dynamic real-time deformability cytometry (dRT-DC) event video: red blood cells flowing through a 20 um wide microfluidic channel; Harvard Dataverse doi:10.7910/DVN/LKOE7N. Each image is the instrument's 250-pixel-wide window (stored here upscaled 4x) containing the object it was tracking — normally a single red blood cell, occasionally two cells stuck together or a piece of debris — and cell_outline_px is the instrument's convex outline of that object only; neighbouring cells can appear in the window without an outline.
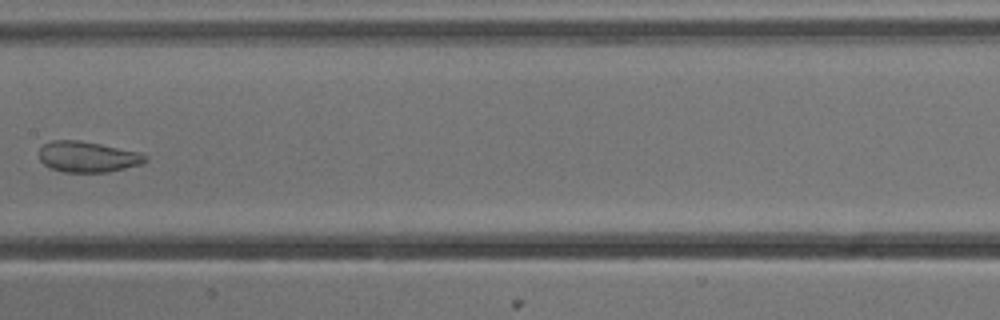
{"species": "common noctule bat (a hibernating species)", "species_latin": "Nyctalus noctula", "temperature_condition": "cold", "stored_images_in_passage": 9, "camera_frame_rate_fps": 3000, "um_per_image_px": 0.085, "animal": {"sex": "male", "body_mass_g": 13.3}, "frame": {"image": 1, "passage_image": 8, "time_ms": 2.333, "image_size_px": [1000, 320], "cell_outline_px": [[148, 160], [140, 164], [108, 172], [64, 172], [48, 168], [40, 160], [40, 148], [44, 144], [52, 140], [80, 140], [140, 152], [148, 156]], "centroid_in_image_um": [7.44, 13.33], "position_along_channel_um": 200.0, "area_um2": 19.07}}
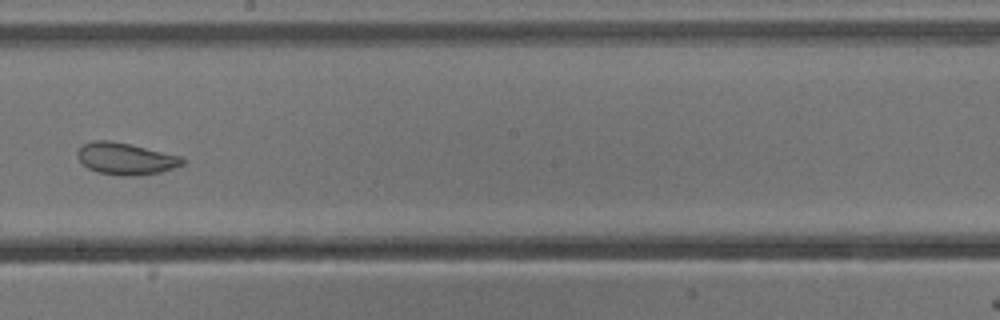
{"frame": {"image": 2, "passage_image": 9, "time_ms": 2.667, "image_size_px": [1000, 320], "cell_outline_px": [[184, 164], [160, 172], [136, 176], [120, 176], [96, 172], [88, 168], [80, 160], [76, 152], [80, 144], [92, 140], [108, 140], [128, 144], [180, 156], [184, 160]], "centroid_in_image_um": [10.62, 13.49], "position_along_channel_um": 237.6, "area_um2": 19.42}}